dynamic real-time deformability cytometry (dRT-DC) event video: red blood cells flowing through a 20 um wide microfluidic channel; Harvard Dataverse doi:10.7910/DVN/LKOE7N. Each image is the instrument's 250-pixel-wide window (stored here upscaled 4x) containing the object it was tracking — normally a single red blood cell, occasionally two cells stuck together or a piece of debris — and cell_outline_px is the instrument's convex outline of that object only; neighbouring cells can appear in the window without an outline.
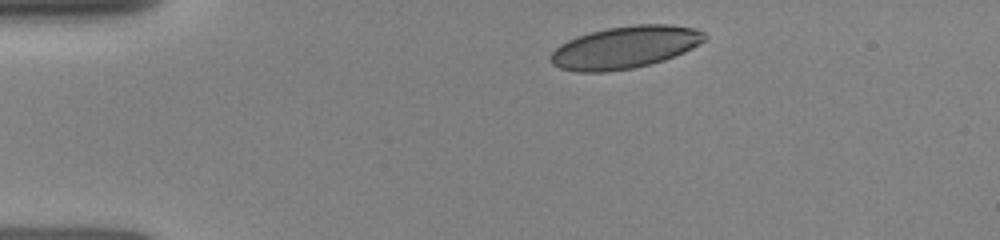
{"species": "human", "species_latin": "Homo sapiens", "temperature_condition": "room temperature", "stored_images_in_passage": 24, "camera_frame_rate_fps": 3000, "um_per_image_px": 0.085, "donor": {"sex": "female"}, "frame": {"image": 1, "passage_image": 1, "time_ms": 0.0, "image_size_px": [1000, 240], "cell_outline_px": [[708, 36], [704, 40], [692, 48], [684, 52], [664, 60], [632, 68], [604, 72], [576, 72], [560, 68], [552, 64], [548, 60], [552, 52], [560, 44], [568, 40], [592, 32], [608, 28], [636, 24], [672, 24], [696, 28], [704, 32]], "centroid_in_image_um": [53.13, 4.02], "position_along_channel_um": 31.9, "area_um2": 37.86}}
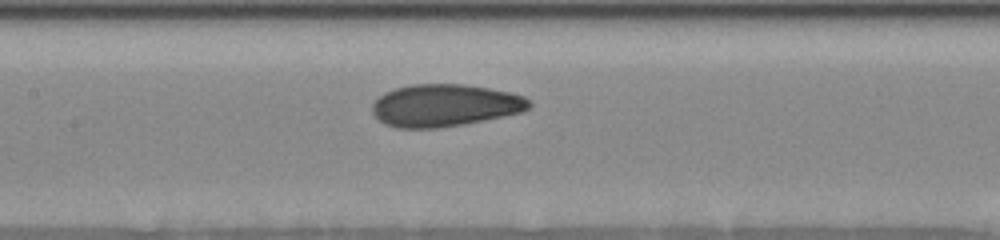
{"frame": {"image": 2, "passage_image": 10, "time_ms": 4.667, "image_size_px": [1000, 240], "cell_outline_px": [[532, 104], [524, 112], [464, 124], [436, 128], [396, 128], [384, 124], [372, 112], [372, 104], [384, 92], [396, 88], [412, 84], [464, 84], [488, 88], [508, 92], [524, 96]], "centroid_in_image_um": [37.8, 8.96], "position_along_channel_um": 169.6, "area_um2": 38.67}}
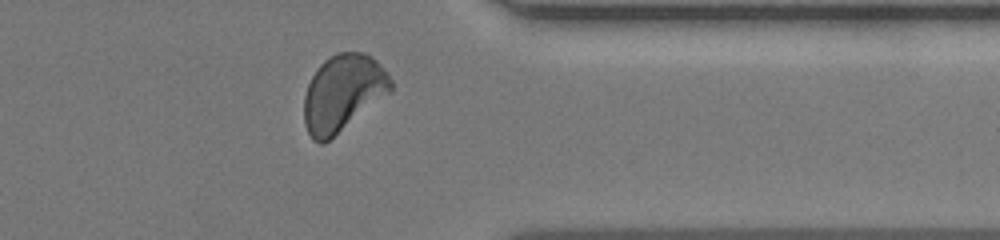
{"frame": {"image": 3, "passage_image": 19, "time_ms": 10.0, "image_size_px": [1000, 240], "cell_outline_px": [[392, 88], [388, 92], [324, 144], [320, 144], [312, 140], [304, 124], [304, 96], [308, 84], [316, 68], [324, 60], [336, 52], [364, 52], [376, 60], [380, 64], [392, 80]], "centroid_in_image_um": [29.09, 7.89], "position_along_channel_um": 382.3, "area_um2": 38.21}}